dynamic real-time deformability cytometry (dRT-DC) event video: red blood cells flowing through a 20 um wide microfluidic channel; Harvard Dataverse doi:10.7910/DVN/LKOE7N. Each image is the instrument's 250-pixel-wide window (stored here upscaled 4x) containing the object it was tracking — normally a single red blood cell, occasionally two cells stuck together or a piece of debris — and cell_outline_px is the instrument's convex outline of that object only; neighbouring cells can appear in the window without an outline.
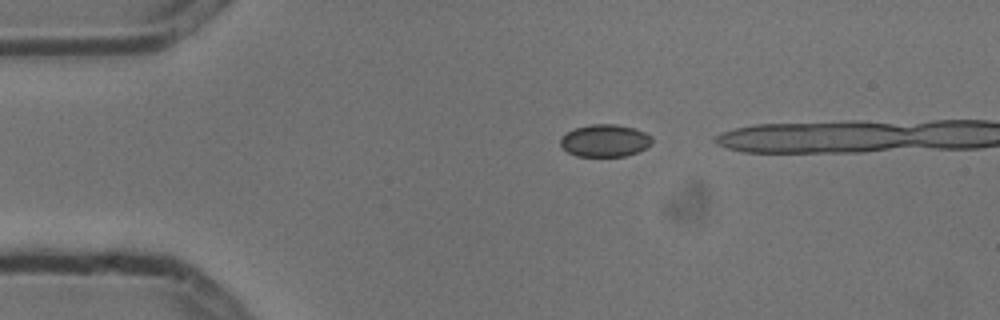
{"species": "common noctule bat (a hibernating species)", "species_latin": "Nyctalus noctula", "temperature_condition": "cold", "stored_images_in_passage": 6, "segment_of_instrument_passage": [1, 2], "camera_frame_rate_fps": 3000, "um_per_image_px": 0.085, "animal": {"sex": "male", "body_mass_g": 13.3}, "frame": {"image": 1, "passage_image": 1, "time_ms": 0.0, "image_size_px": [1000, 320], "cell_outline_px": [[652, 144], [636, 152], [624, 156], [576, 156], [568, 152], [560, 144], [560, 140], [568, 132], [576, 128], [592, 124], [616, 124], [632, 128], [644, 132], [652, 136]], "centroid_in_image_um": [51.43, 11.95], "position_along_channel_um": 33.6, "area_um2": 16.99}}
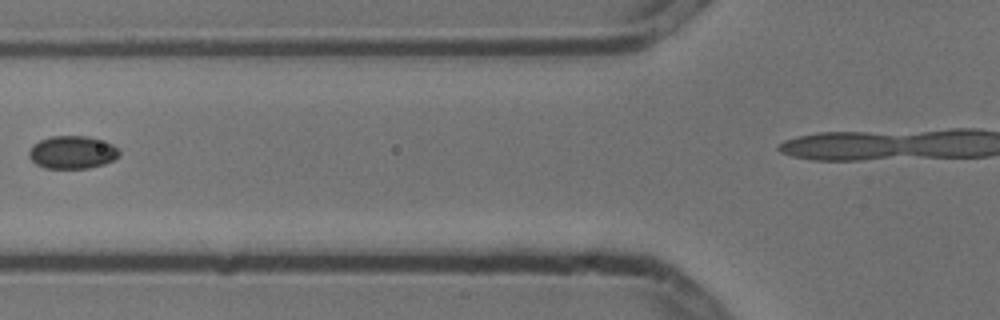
{"frame": {"image": 2, "passage_image": 4, "time_ms": 1.0, "image_size_px": [1000, 320], "cell_outline_px": [[120, 156], [104, 164], [88, 168], [44, 168], [36, 164], [28, 156], [28, 152], [32, 144], [40, 140], [52, 136], [88, 136], [112, 144], [120, 148]], "centroid_in_image_um": [6.15, 12.94], "position_along_channel_um": 119.7, "area_um2": 17.4}}
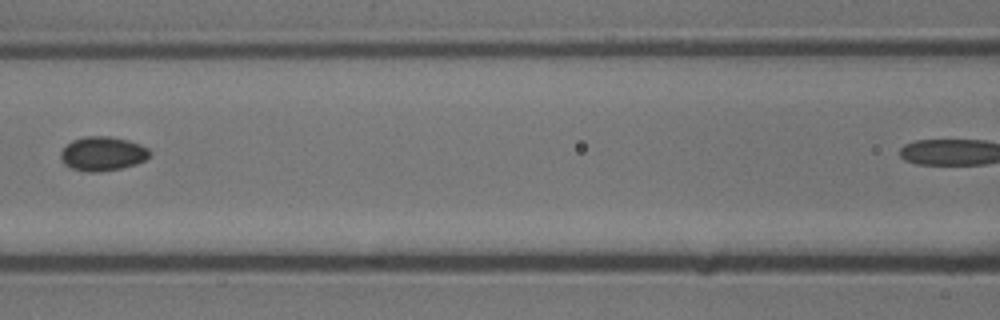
{"frame": {"image": 3, "passage_image": 5, "time_ms": 1.333, "image_size_px": [1000, 320], "cell_outline_px": [[152, 152], [144, 160], [136, 164], [120, 168], [96, 172], [88, 172], [72, 168], [64, 164], [60, 160], [60, 152], [72, 140], [84, 136], [108, 136], [128, 140], [140, 144], [148, 148]], "centroid_in_image_um": [8.71, 13.05], "position_along_channel_um": 157.9, "area_um2": 17.69}}